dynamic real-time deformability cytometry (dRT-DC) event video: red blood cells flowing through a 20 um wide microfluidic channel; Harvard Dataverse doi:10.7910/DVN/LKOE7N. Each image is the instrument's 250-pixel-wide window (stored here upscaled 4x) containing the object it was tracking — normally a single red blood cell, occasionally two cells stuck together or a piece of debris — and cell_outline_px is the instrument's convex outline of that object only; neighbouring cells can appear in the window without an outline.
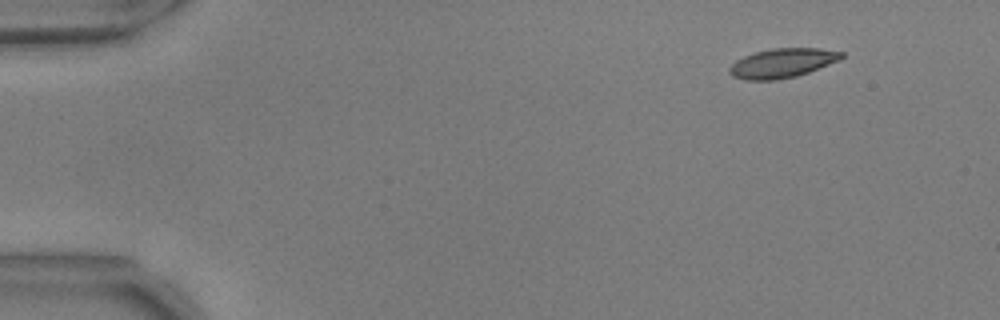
{"species": "common noctule bat (a hibernating species)", "species_latin": "Nyctalus noctula", "temperature_condition": "warm", "stored_images_in_passage": 13, "camera_frame_rate_fps": 3000, "um_per_image_px": 0.085, "animal": {"sex": "male", "body_mass_g": 17.9, "forearm_length_mm": 54.2}, "frame": {"image": 1, "passage_image": 1, "time_ms": 0.0, "image_size_px": [1000, 320], "cell_outline_px": [[844, 56], [840, 60], [808, 72], [796, 76], [776, 80], [744, 80], [732, 76], [728, 72], [728, 68], [736, 60], [744, 56], [756, 52], [772, 48], [820, 48], [844, 52]], "centroid_in_image_um": [66.49, 5.36], "position_along_channel_um": 18.5, "area_um2": 19.19}}
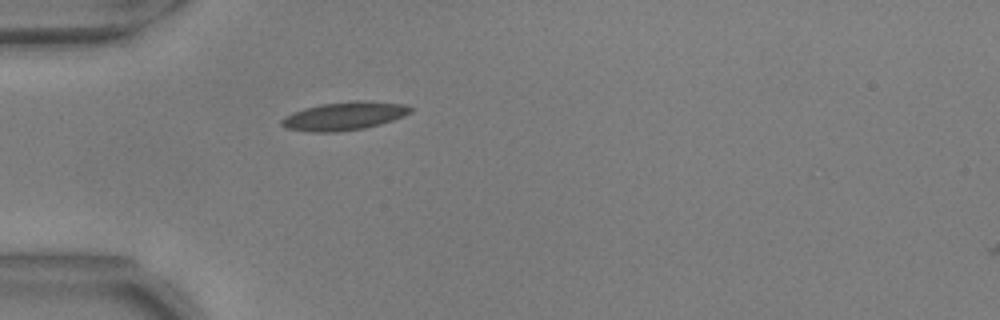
{"frame": {"image": 2, "passage_image": 12, "time_ms": 3.667, "image_size_px": [1000, 320], "cell_outline_px": [[412, 112], [404, 116], [380, 124], [364, 128], [336, 132], [312, 132], [284, 128], [280, 124], [280, 120], [284, 116], [292, 112], [304, 108], [320, 104], [356, 100], [364, 100], [404, 104], [412, 108]], "centroid_in_image_um": [29.23, 9.86], "position_along_channel_um": 55.8, "area_um2": 21.39}}